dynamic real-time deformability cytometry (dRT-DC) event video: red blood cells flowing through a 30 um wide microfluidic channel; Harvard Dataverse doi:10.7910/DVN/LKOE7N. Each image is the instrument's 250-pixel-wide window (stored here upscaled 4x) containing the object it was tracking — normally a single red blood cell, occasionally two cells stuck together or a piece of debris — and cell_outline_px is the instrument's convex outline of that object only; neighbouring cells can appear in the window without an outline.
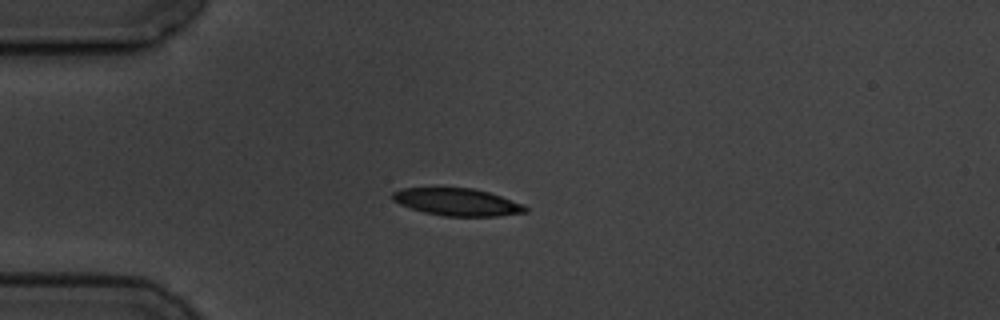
{"species": "common noctule bat (a hibernating species)", "species_latin": "Nyctalus noctula", "temperature_condition": "cold", "stored_images_in_passage": 7, "camera_frame_rate_fps": 3000, "um_per_image_px": 0.085, "animal": {"sex": "male", "body_mass_g": 19.5, "forearm_length_mm": 54.6}, "frame": {"image": 1, "passage_image": 4, "time_ms": 3.333, "image_size_px": [1000, 320], "cell_outline_px": [[528, 212], [500, 216], [444, 216], [424, 212], [400, 204], [392, 200], [392, 192], [400, 188], [436, 184], [472, 188], [488, 192], [524, 204], [528, 208]], "centroid_in_image_um": [38.79, 17.11], "position_along_channel_um": 46.2, "area_um2": 22.2}}
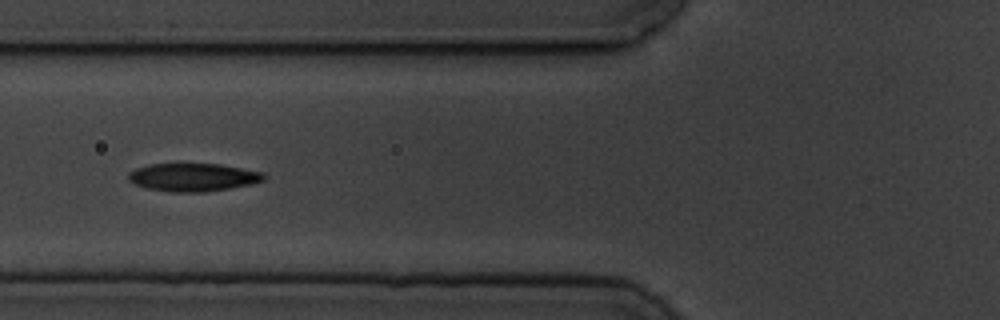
{"frame": {"image": 2, "passage_image": 6, "time_ms": 5.667, "image_size_px": [1000, 320], "cell_outline_px": [[264, 180], [252, 184], [204, 192], [172, 192], [144, 188], [132, 184], [128, 180], [128, 172], [136, 168], [148, 164], [180, 160], [220, 164], [264, 172]], "centroid_in_image_um": [16.32, 15.01], "position_along_channel_um": 109.5, "area_um2": 23.29}}
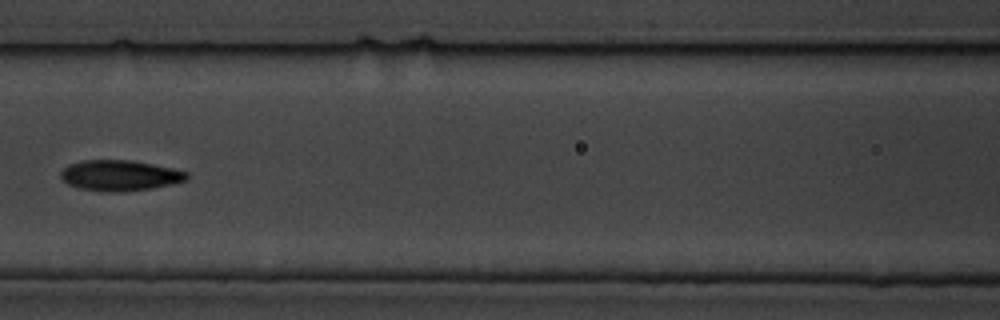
{"frame": {"image": 3, "passage_image": 7, "time_ms": 7.0, "image_size_px": [1000, 320], "cell_outline_px": [[188, 180], [172, 184], [152, 188], [120, 192], [108, 192], [80, 188], [68, 184], [60, 180], [60, 172], [68, 164], [80, 160], [132, 160], [172, 168], [188, 172]], "centroid_in_image_um": [10.16, 14.91], "position_along_channel_um": 156.4, "area_um2": 22.66}}